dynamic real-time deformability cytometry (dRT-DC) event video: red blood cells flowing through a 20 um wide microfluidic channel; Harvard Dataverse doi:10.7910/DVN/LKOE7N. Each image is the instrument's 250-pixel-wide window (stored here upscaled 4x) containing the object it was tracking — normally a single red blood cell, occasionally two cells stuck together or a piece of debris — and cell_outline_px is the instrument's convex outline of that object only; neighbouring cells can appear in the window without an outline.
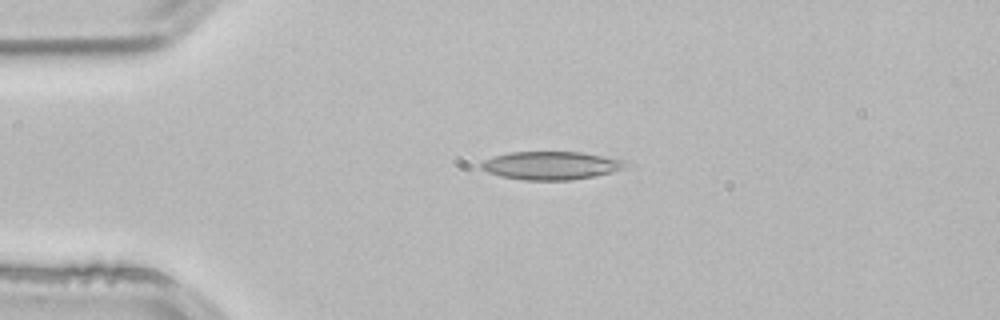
{"species": "common noctule bat (a hibernating species)", "species_latin": "Nyctalus noctula", "temperature_condition": "room temperature", "stored_images_in_passage": 3, "camera_frame_rate_fps": 3000, "um_per_image_px": 0.085, "animal": {"sex": "male", "body_mass_g": 21.5, "forearm_length_mm": 52.0}, "frame": {"image": 1, "passage_image": 3, "time_ms": 0.667, "image_size_px": [1000, 320], "cell_outline_px": [[632, 164], [624, 168], [612, 172], [596, 176], [572, 180], [524, 180], [500, 176], [488, 172], [480, 168], [480, 164], [484, 160], [492, 156], [512, 152], [580, 152], [624, 160]], "centroid_in_image_um": [46.85, 14.07], "position_along_channel_um": 38.1, "area_um2": 23.81}}